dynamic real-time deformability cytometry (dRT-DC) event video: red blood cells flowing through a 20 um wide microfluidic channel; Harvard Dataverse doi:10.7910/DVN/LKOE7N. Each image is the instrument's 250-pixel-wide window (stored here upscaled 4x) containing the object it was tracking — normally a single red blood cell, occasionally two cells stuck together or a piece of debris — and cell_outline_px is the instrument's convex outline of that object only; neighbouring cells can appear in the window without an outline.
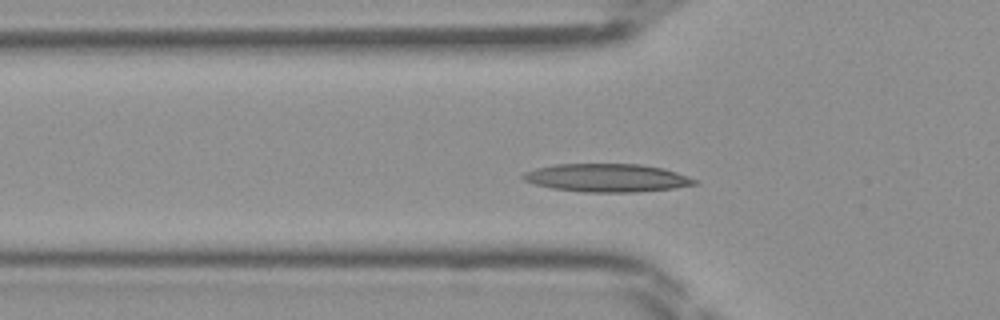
{"species": "Egyptian fruit bat (a non-hibernating species)", "species_latin": "Rousettus aegyptiacus", "temperature_condition": "room temperature", "stored_images_in_passage": 35, "camera_frame_rate_fps": 3000, "um_per_image_px": 0.085, "frame": {"image": 1, "passage_image": 9, "time_ms": 2.667, "image_size_px": [1000, 320], "cell_outline_px": [[700, 184], [672, 188], [632, 192], [584, 192], [552, 188], [536, 184], [524, 180], [520, 176], [524, 172], [536, 168], [552, 164], [640, 164], [664, 168], [676, 172], [696, 180]], "centroid_in_image_um": [51.57, 15.11], "position_along_channel_um": 74.2, "area_um2": 28.03}}
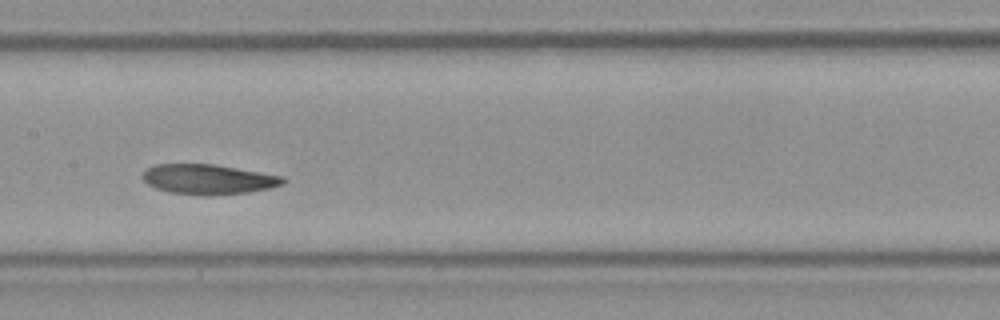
{"frame": {"image": 2, "passage_image": 17, "time_ms": 5.333, "image_size_px": [1000, 320], "cell_outline_px": [[284, 184], [268, 188], [248, 192], [208, 196], [204, 196], [168, 192], [156, 188], [148, 184], [140, 176], [148, 168], [156, 164], [212, 164], [284, 176]], "centroid_in_image_um": [17.68, 15.25], "position_along_channel_um": 189.7, "area_um2": 24.45}}
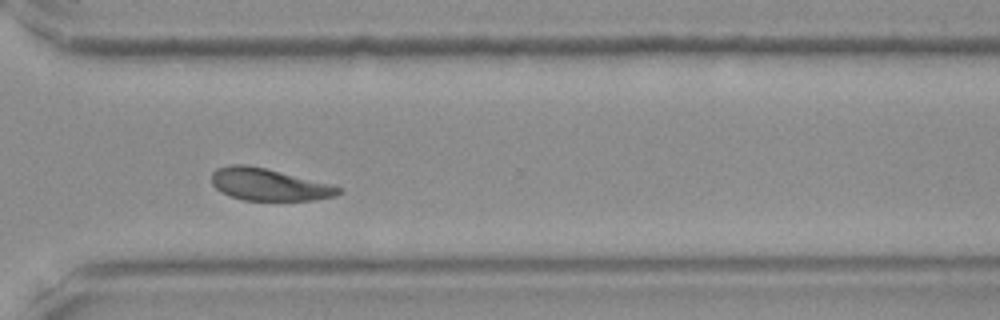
{"frame": {"image": 3, "passage_image": 28, "time_ms": 9.0, "image_size_px": [1000, 320], "cell_outline_px": [[344, 192], [336, 196], [312, 200], [244, 200], [232, 196], [216, 188], [212, 184], [212, 172], [216, 168], [228, 164], [248, 164], [336, 184], [344, 188]], "centroid_in_image_um": [22.95, 15.67], "position_along_channel_um": 347.7, "area_um2": 24.16}}